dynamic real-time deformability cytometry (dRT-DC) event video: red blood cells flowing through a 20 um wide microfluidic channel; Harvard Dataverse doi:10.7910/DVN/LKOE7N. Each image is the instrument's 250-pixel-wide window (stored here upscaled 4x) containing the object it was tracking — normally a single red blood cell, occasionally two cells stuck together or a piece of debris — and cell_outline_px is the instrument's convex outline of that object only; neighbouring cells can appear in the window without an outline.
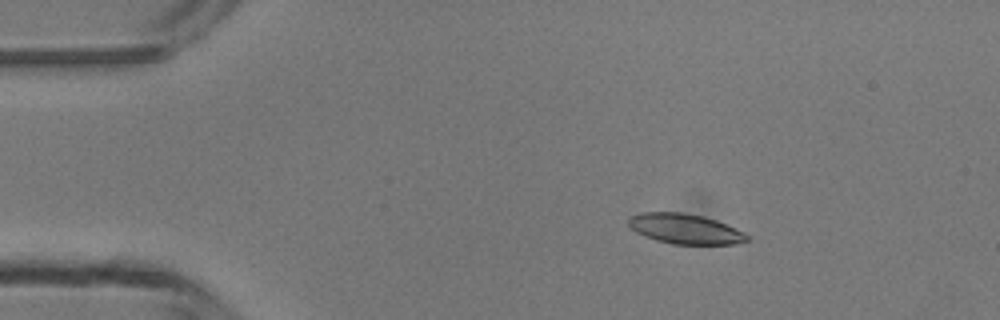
{"species": "common noctule bat (a hibernating species)", "species_latin": "Nyctalus noctula", "temperature_condition": "room temperature", "stored_images_in_passage": 4, "camera_frame_rate_fps": 3000, "um_per_image_px": 0.085, "animal": {"sex": "male", "body_mass_g": 13.3}, "frame": {"image": 1, "passage_image": 3, "time_ms": 2.333, "image_size_px": [1000, 320], "cell_outline_px": [[752, 240], [732, 244], [672, 244], [656, 240], [644, 236], [636, 232], [628, 224], [628, 216], [640, 212], [684, 212], [704, 216], [716, 220], [744, 232], [752, 236]], "centroid_in_image_um": [58.24, 19.45], "position_along_channel_um": 26.8, "area_um2": 21.04}}